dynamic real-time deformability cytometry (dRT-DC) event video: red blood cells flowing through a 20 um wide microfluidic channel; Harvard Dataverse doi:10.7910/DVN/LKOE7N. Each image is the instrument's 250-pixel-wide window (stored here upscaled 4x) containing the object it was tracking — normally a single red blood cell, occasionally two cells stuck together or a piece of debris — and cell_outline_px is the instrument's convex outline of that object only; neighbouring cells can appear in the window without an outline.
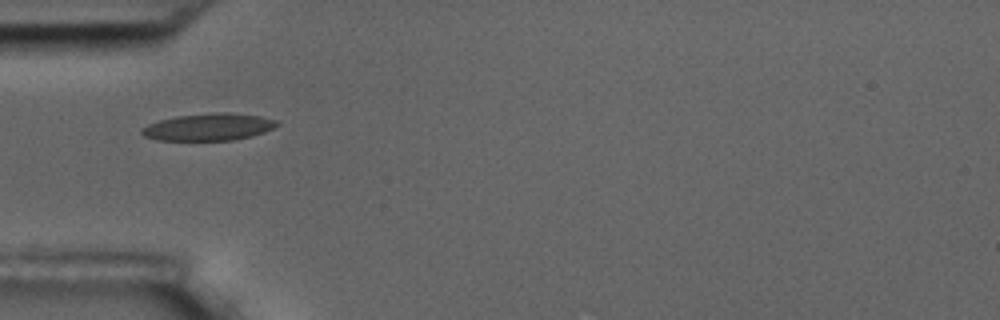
{"species": "common noctule bat (a hibernating species)", "species_latin": "Nyctalus noctula", "temperature_condition": "room temperature", "stored_images_in_passage": 15, "camera_frame_rate_fps": 3000, "um_per_image_px": 0.085, "animal": {"sex": "male", "body_mass_g": 17.5, "forearm_length_mm": 52.3}, "frame": {"image": 1, "passage_image": 5, "time_ms": 5.667, "image_size_px": [1000, 320], "cell_outline_px": [[280, 124], [264, 132], [252, 136], [232, 140], [156, 140], [144, 136], [140, 132], [140, 128], [148, 124], [160, 120], [176, 116], [212, 112], [228, 112], [260, 116], [276, 120]], "centroid_in_image_um": [17.71, 10.79], "position_along_channel_um": 67.3, "area_um2": 21.44}}
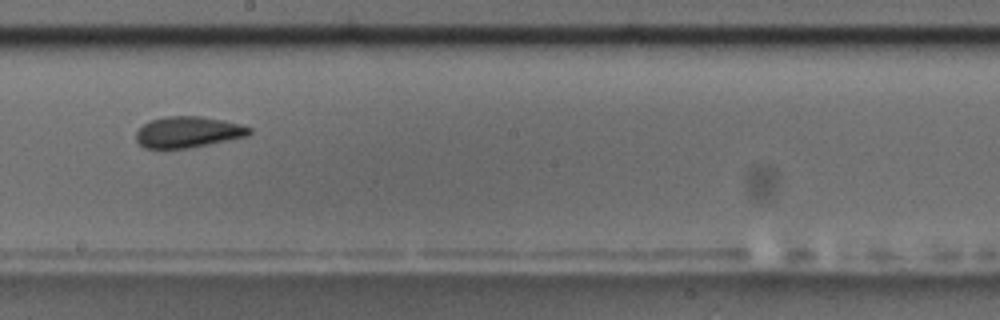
{"frame": {"image": 2, "passage_image": 9, "time_ms": 10.333, "image_size_px": [1000, 320], "cell_outline_px": [[252, 132], [248, 136], [188, 148], [144, 148], [136, 140], [136, 132], [148, 120], [168, 116], [200, 116], [240, 124], [252, 128]], "centroid_in_image_um": [15.97, 11.22], "position_along_channel_um": 232.2, "area_um2": 20.4}, "authors_computed_cell_mechanics": {"area_um2": 20.4034, "velocity_mm_per_s": 3.5476, "shape_relaxation_time_tau1_ms": 1.8669, "shape_relaxation_time_tau2_ms": 1.3037, "deformation_change_tau1": 0.1016, "deformation_change_tau2": 0.0743}}